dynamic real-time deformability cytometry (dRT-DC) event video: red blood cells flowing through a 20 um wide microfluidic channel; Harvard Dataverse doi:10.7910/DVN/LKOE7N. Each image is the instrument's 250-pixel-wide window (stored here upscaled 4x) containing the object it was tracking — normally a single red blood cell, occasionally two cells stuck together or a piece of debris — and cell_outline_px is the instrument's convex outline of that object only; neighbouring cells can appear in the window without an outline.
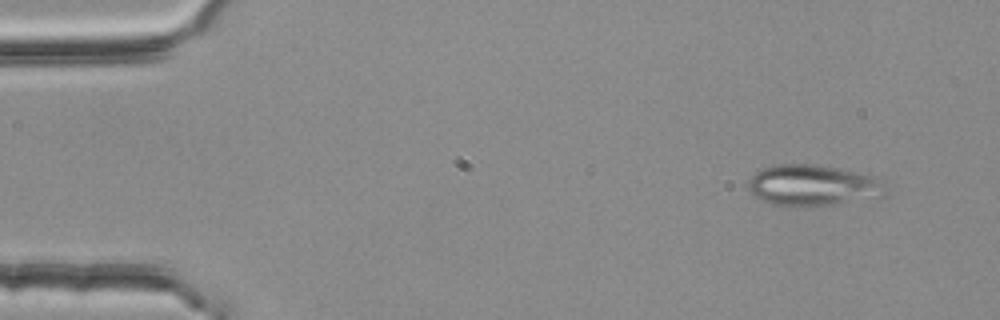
{"species": "common noctule bat (a hibernating species)", "species_latin": "Nyctalus noctula", "temperature_condition": "room temperature", "stored_images_in_passage": 4, "camera_frame_rate_fps": 3000, "um_per_image_px": 0.085, "animal": {"sex": "female", "body_mass_g": 25.1}, "frame": {"image": 1, "passage_image": 1, "time_ms": 0.0, "image_size_px": [1000, 320], "cell_outline_px": [[888, 184], [884, 196], [832, 204], [776, 204], [764, 200], [756, 196], [748, 188], [748, 180], [756, 172], [764, 168], [776, 164], [816, 164], [840, 168], [884, 176]], "centroid_in_image_um": [69.25, 15.69], "position_along_channel_um": 15.8, "area_um2": 32.77}}